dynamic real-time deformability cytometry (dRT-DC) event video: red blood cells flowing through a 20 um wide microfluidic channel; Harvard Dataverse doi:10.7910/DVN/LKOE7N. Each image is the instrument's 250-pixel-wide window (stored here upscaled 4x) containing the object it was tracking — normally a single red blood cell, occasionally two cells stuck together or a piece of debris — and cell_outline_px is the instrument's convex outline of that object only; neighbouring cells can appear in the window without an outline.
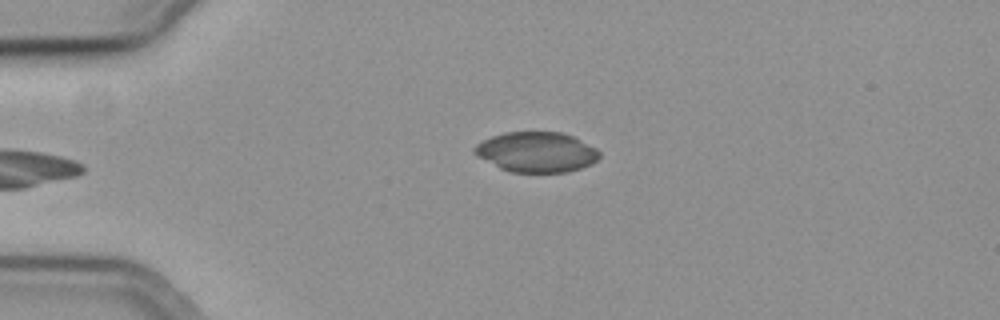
{"species": "common noctule bat (a hibernating species)", "species_latin": "Nyctalus noctula", "temperature_condition": "cold", "stored_images_in_passage": 38, "camera_frame_rate_fps": 3000, "um_per_image_px": 0.085, "animal": {"sex": "female", "body_mass_g": 19.3, "forearm_length_mm": 54.1}, "frame": {"image": 1, "passage_image": 1, "time_ms": 0.0, "image_size_px": [1000, 320], "cell_outline_px": [[600, 156], [592, 164], [568, 172], [508, 172], [476, 156], [472, 152], [472, 148], [476, 144], [492, 136], [504, 132], [560, 132], [572, 136], [596, 148], [600, 152]], "centroid_in_image_um": [45.57, 12.93], "position_along_channel_um": 39.4, "area_um2": 29.3}}
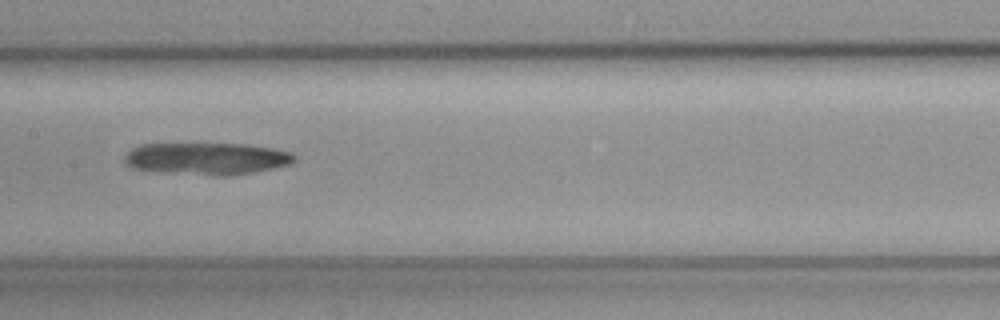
{"frame": {"image": 2, "passage_image": 16, "time_ms": 5.0, "image_size_px": [1000, 320], "cell_outline_px": [[296, 160], [292, 164], [252, 172], [228, 176], [216, 176], [164, 172], [128, 168], [124, 160], [124, 156], [132, 148], [140, 144], [244, 144], [272, 148], [292, 152], [296, 156]], "centroid_in_image_um": [17.57, 13.49], "position_along_channel_um": 189.8, "area_um2": 31.91}}
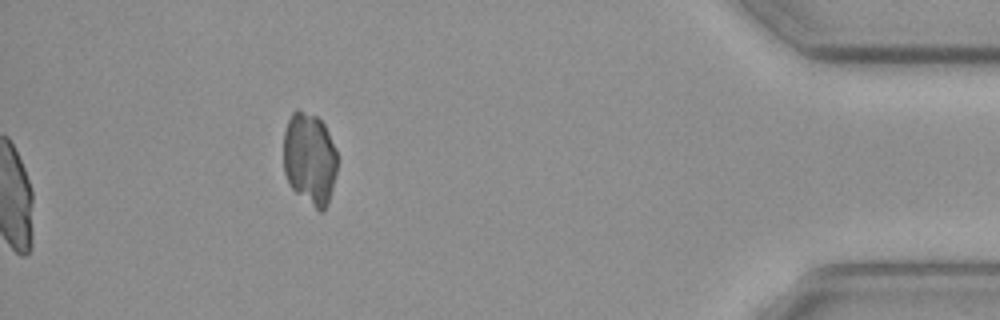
{"frame": {"image": 3, "passage_image": 38, "time_ms": 12.333, "image_size_px": [1000, 320], "cell_outline_px": [[336, 172], [328, 204], [324, 212], [320, 212], [296, 192], [288, 184], [284, 172], [284, 132], [288, 120], [292, 112], [296, 108], [316, 116], [324, 124], [328, 132], [336, 152]], "centroid_in_image_um": [26.3, 13.49], "position_along_channel_um": 408.9, "area_um2": 28.84}}